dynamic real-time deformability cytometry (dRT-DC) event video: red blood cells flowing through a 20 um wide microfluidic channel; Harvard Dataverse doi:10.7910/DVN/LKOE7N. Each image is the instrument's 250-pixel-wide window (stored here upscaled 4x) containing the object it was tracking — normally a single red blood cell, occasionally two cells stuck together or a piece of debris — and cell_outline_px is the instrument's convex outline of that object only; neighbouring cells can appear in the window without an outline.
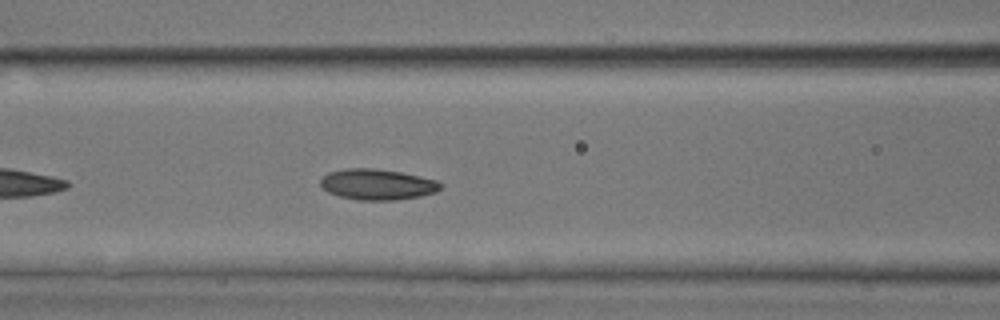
{"species": "common noctule bat (a hibernating species)", "species_latin": "Nyctalus noctula", "temperature_condition": "room temperature", "stored_images_in_passage": 30, "camera_frame_rate_fps": 3000, "um_per_image_px": 0.085, "animal": {"sex": "male", "body_mass_g": 17.9, "forearm_length_mm": 54.2}, "frame": {"image": 1, "passage_image": 9, "time_ms": 2.667, "image_size_px": [1000, 320], "cell_outline_px": [[444, 184], [436, 192], [420, 196], [396, 200], [360, 200], [340, 196], [328, 192], [320, 184], [320, 180], [328, 172], [344, 168], [376, 168], [400, 172], [420, 176], [436, 180]], "centroid_in_image_um": [32.08, 15.67], "position_along_channel_um": 134.5, "area_um2": 21.56}, "authors_computed_cell_mechanics": {"area_um2": 21.0392, "velocity_mm_per_s": 3.9611, "shape_relaxation_time_tau1_ms": 3.5983, "shape_relaxation_time_tau2_ms": 1.6168, "deformation_change_tau1": 0.1216, "deformation_change_tau2": 0.0594}}